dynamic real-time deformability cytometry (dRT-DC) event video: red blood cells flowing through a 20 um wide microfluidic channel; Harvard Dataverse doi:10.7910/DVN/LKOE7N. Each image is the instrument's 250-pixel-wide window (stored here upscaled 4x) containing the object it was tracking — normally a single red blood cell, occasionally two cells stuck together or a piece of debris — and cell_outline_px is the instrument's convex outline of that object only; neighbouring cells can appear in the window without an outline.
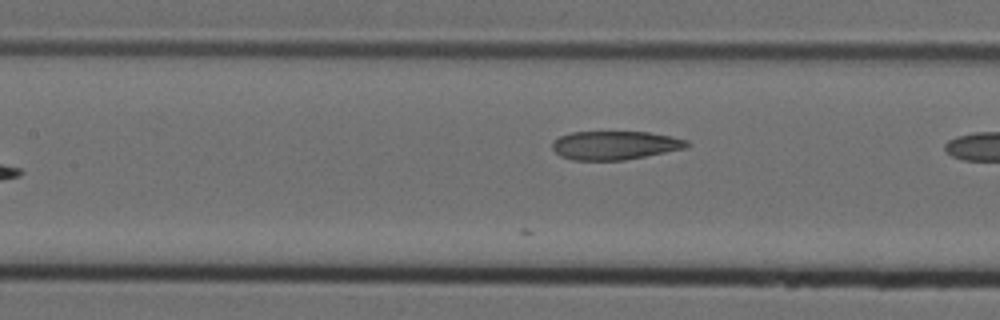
{"species": "Egyptian fruit bat (a non-hibernating species)", "species_latin": "Rousettus aegyptiacus", "temperature_condition": "cold", "stored_images_in_passage": 10, "camera_frame_rate_fps": 3000, "um_per_image_px": 0.085, "animal": {"sex": "female"}, "frame": {"image": 1, "passage_image": 9, "time_ms": 2.667, "image_size_px": [1000, 320], "cell_outline_px": [[692, 144], [688, 148], [624, 160], [572, 160], [560, 156], [552, 148], [552, 140], [560, 136], [572, 132], [648, 132], [688, 140]], "centroid_in_image_um": [52.27, 12.35], "position_along_channel_um": 155.1, "area_um2": 22.54}}